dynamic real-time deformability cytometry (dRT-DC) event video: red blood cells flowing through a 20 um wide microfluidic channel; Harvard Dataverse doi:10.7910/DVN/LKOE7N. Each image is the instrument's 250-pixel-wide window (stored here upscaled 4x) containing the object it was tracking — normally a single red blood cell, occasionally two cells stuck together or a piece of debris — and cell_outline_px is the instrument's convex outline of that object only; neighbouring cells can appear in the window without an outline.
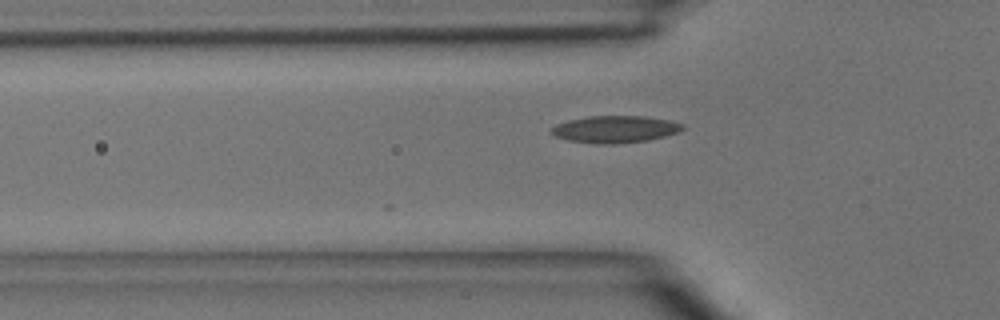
{"species": "common noctule bat (a hibernating species)", "species_latin": "Nyctalus noctula", "temperature_condition": "room temperature", "stored_images_in_passage": 4, "segment_of_instrument_passage": [1, 2], "camera_frame_rate_fps": 3000, "um_per_image_px": 0.085, "animal": {"sex": "male", "body_mass_g": 15.6}, "frame": {"image": 1, "passage_image": 3, "time_ms": 2.333, "image_size_px": [1000, 320], "cell_outline_px": [[684, 128], [680, 132], [648, 140], [616, 144], [600, 144], [568, 140], [556, 136], [548, 132], [556, 124], [568, 120], [588, 116], [648, 116], [672, 120], [684, 124]], "centroid_in_image_um": [52.31, 10.97], "position_along_channel_um": 73.5, "area_um2": 20.87}}